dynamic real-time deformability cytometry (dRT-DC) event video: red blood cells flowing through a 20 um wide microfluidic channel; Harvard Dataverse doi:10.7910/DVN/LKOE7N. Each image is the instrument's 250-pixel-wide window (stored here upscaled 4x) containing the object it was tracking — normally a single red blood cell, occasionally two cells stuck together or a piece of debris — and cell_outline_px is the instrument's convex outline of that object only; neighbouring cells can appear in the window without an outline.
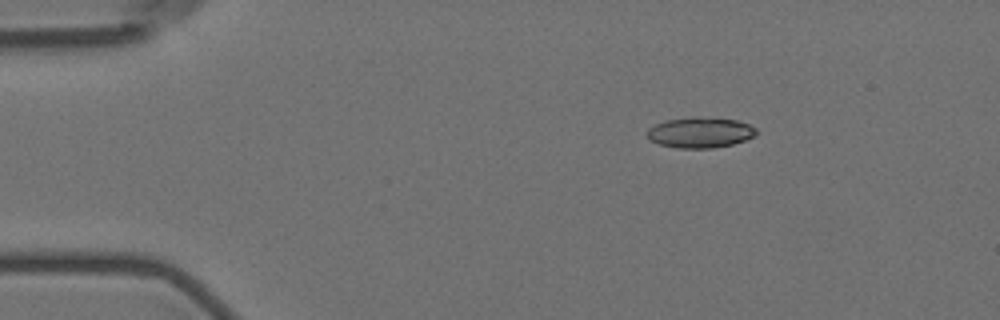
{"species": "Egyptian fruit bat (a non-hibernating species)", "species_latin": "Rousettus aegyptiacus", "temperature_condition": "room temperature", "stored_images_in_passage": 3, "camera_frame_rate_fps": 3000, "um_per_image_px": 0.085, "animal": {"sex": "female"}, "frame": {"image": 1, "passage_image": 1, "time_ms": 0.0, "image_size_px": [1000, 320], "cell_outline_px": [[756, 136], [732, 144], [712, 148], [676, 148], [660, 144], [648, 140], [644, 132], [648, 128], [656, 124], [668, 120], [692, 116], [696, 116], [736, 120], [748, 124], [756, 128]], "centroid_in_image_um": [59.47, 11.26], "position_along_channel_um": 25.5, "area_um2": 19.59}}